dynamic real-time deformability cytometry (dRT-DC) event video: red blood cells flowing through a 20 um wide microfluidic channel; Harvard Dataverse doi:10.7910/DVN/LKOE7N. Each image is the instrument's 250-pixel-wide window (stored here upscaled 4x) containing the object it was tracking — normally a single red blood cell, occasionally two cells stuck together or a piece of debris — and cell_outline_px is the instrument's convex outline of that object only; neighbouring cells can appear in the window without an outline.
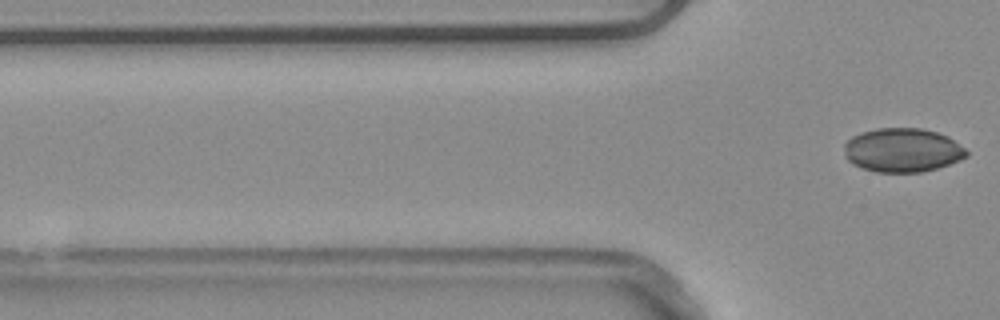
{"species": "common noctule bat (a hibernating species)", "species_latin": "Nyctalus noctula", "temperature_condition": "warm", "stored_images_in_passage": 6, "camera_frame_rate_fps": 3000, "um_per_image_px": 0.085, "animal": {"sex": "male", "body_mass_g": 20.4}, "frame": {"image": 1, "passage_image": 6, "time_ms": 1.667, "image_size_px": [1000, 320], "cell_outline_px": [[968, 156], [960, 160], [936, 168], [920, 172], [876, 172], [860, 168], [852, 164], [844, 156], [844, 144], [852, 136], [860, 132], [876, 128], [920, 128], [936, 132], [948, 136], [964, 148], [968, 152]], "centroid_in_image_um": [76.67, 12.76], "position_along_channel_um": 49.1, "area_um2": 31.44}}